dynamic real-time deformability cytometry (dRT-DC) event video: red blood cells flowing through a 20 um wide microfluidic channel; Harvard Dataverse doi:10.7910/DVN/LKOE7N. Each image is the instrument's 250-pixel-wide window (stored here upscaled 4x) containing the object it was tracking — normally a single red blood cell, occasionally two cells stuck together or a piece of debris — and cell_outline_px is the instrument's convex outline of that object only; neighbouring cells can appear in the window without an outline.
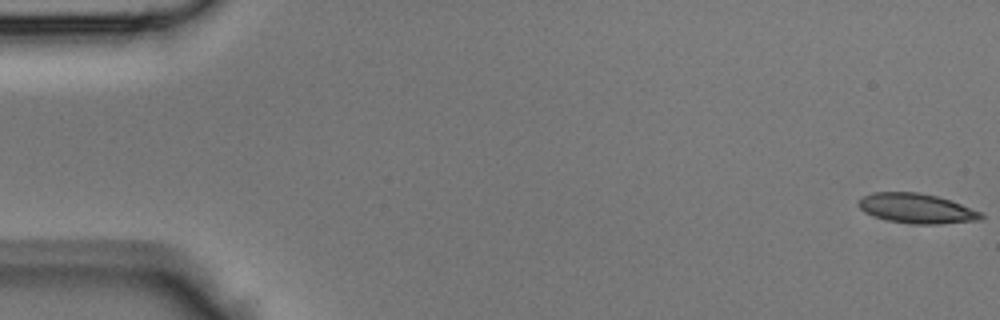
{"species": "Egyptian fruit bat (a non-hibernating species)", "species_latin": "Rousettus aegyptiacus", "temperature_condition": "room temperature", "stored_images_in_passage": 43, "camera_frame_rate_fps": 3000, "um_per_image_px": 0.085, "animal": {"sex": "male"}, "frame": {"image": 1, "passage_image": 1, "time_ms": 0.0, "image_size_px": [1000, 320], "cell_outline_px": [[984, 220], [936, 224], [912, 224], [888, 220], [864, 212], [856, 204], [856, 200], [860, 196], [872, 192], [920, 192], [936, 196], [984, 212]], "centroid_in_image_um": [77.9, 17.71], "position_along_channel_um": 7.1, "area_um2": 21.5}}
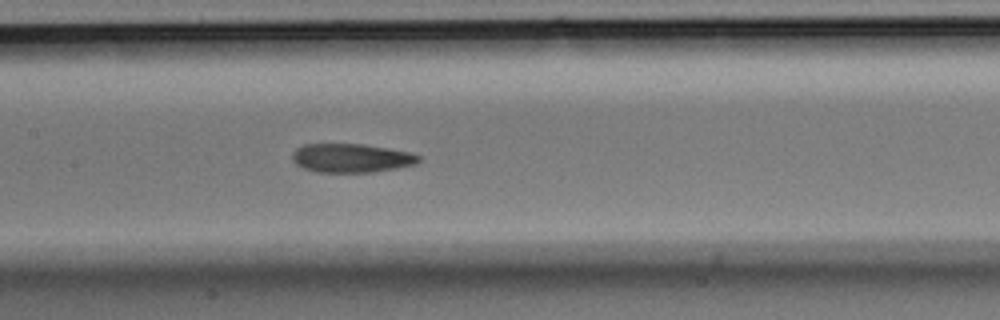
{"frame": {"image": 2, "passage_image": 21, "time_ms": 6.667, "image_size_px": [1000, 320], "cell_outline_px": [[420, 160], [416, 164], [396, 168], [372, 172], [316, 172], [304, 168], [296, 164], [292, 160], [292, 152], [296, 148], [304, 144], [364, 144], [388, 148], [408, 152], [420, 156]], "centroid_in_image_um": [29.83, 13.43], "position_along_channel_um": 177.6, "area_um2": 21.21}}
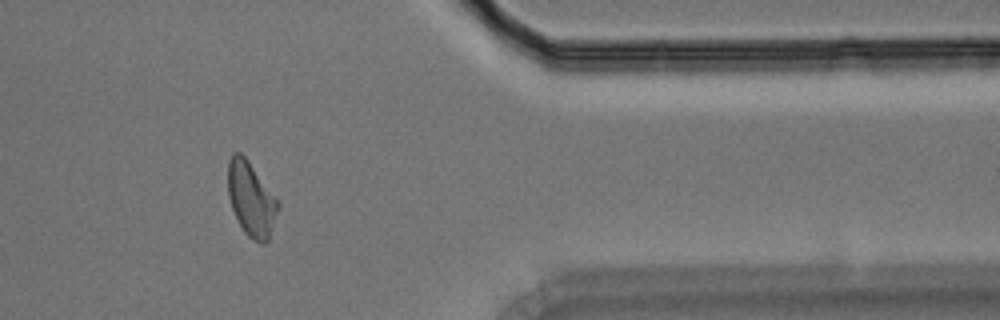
{"frame": {"image": 3, "passage_image": 36, "time_ms": 11.667, "image_size_px": [1000, 320], "cell_outline_px": [[280, 204], [268, 240], [264, 244], [260, 244], [252, 240], [244, 232], [232, 208], [228, 196], [228, 160], [232, 152], [240, 152], [248, 160], [280, 200]], "centroid_in_image_um": [21.36, 16.9], "position_along_channel_um": 390.0, "area_um2": 21.91}}